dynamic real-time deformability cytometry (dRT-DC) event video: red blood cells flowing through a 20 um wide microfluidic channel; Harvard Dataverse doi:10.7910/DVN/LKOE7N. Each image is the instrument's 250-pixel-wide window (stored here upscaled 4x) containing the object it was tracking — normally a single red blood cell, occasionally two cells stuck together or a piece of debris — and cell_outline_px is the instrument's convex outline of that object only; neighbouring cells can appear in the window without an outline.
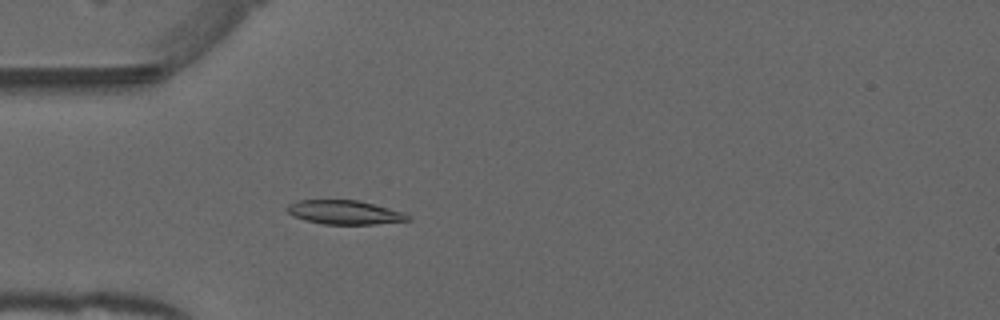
{"species": "common noctule bat (a hibernating species)", "species_latin": "Nyctalus noctula", "temperature_condition": "warm", "stored_images_in_passage": 52, "camera_frame_rate_fps": 3000, "um_per_image_px": 0.085, "animal": {"sex": "male", "forearm_length_mm": 52.5}, "frame": {"image": 1, "passage_image": 16, "time_ms": 5.0, "image_size_px": [1000, 320], "cell_outline_px": [[412, 220], [376, 224], [324, 224], [304, 220], [288, 212], [284, 208], [288, 204], [296, 200], [356, 200], [388, 208], [412, 216]], "centroid_in_image_um": [29.26, 18.05], "position_along_channel_um": 55.7, "area_um2": 16.76}}
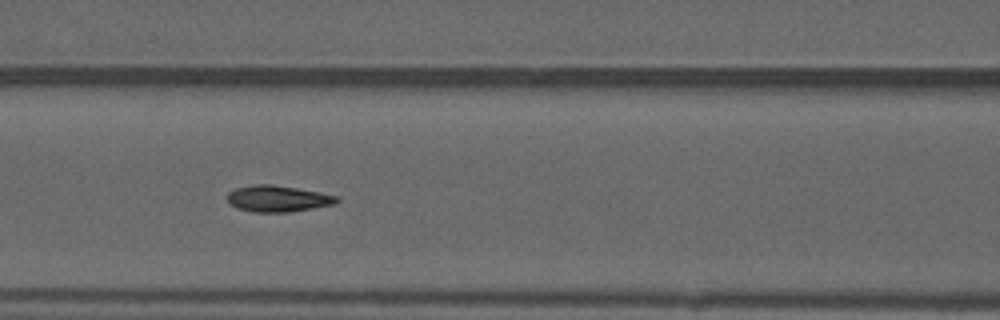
{"frame": {"image": 2, "passage_image": 23, "time_ms": 7.333, "image_size_px": [1000, 320], "cell_outline_px": [[340, 200], [336, 204], [288, 212], [252, 212], [236, 208], [228, 200], [228, 192], [236, 188], [256, 184], [272, 184], [320, 192], [336, 196]], "centroid_in_image_um": [23.62, 16.88], "position_along_channel_um": 143.0, "area_um2": 16.7}}
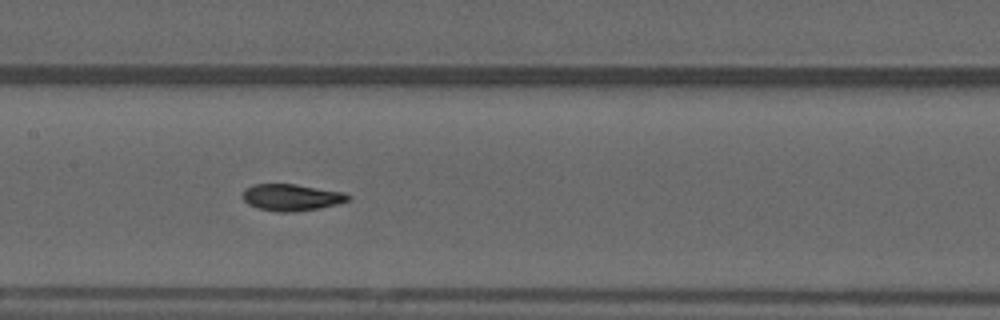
{"frame": {"image": 3, "passage_image": 26, "time_ms": 8.333, "image_size_px": [1000, 320], "cell_outline_px": [[352, 200], [320, 208], [292, 212], [276, 212], [256, 208], [248, 204], [240, 196], [244, 188], [252, 184], [296, 184], [344, 192], [352, 196]], "centroid_in_image_um": [24.76, 16.77], "position_along_channel_um": 182.6, "area_um2": 16.76}, "authors_computed_cell_mechanics": {"area_um2": 16.6464, "velocity_mm_per_s": 3.9698, "shape_relaxation_time_tau1_ms": 4.3896, "shape_relaxation_time_tau2_ms": 1.2361, "deformation_change_tau1": 0.1732, "deformation_change_tau2": 0.0559}}